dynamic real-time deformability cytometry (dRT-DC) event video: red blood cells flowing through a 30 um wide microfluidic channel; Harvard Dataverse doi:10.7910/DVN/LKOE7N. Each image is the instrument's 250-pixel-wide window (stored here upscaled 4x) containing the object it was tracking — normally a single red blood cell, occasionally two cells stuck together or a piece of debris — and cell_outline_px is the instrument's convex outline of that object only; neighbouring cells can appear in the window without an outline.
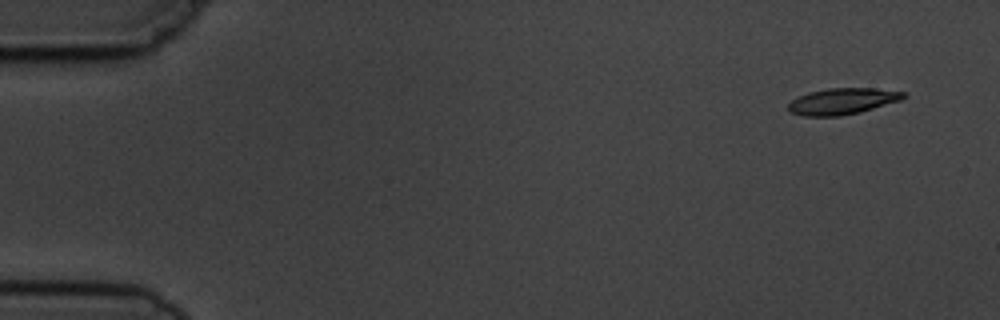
{"species": "common noctule bat (a hibernating species)", "species_latin": "Nyctalus noctula", "temperature_condition": "cold", "stored_images_in_passage": 4, "camera_frame_rate_fps": 3000, "um_per_image_px": 0.085, "animal": {"sex": "male", "body_mass_g": 19.5, "forearm_length_mm": 54.6}, "frame": {"image": 1, "passage_image": 1, "time_ms": 0.0, "image_size_px": [1000, 320], "cell_outline_px": [[908, 96], [900, 100], [860, 112], [840, 116], [804, 116], [788, 112], [788, 104], [792, 100], [808, 92], [828, 88], [876, 88], [908, 92]], "centroid_in_image_um": [71.62, 8.6], "position_along_channel_um": 13.4, "area_um2": 17.74}}
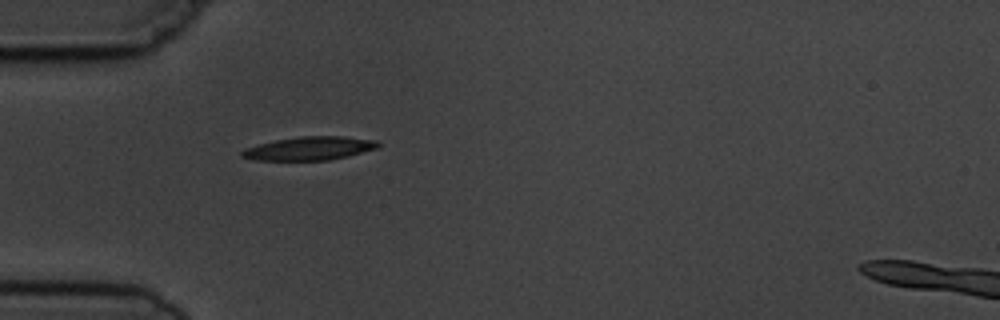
{"frame": {"image": 2, "passage_image": 4, "time_ms": 4.333, "image_size_px": [1000, 320], "cell_outline_px": [[380, 144], [376, 148], [348, 156], [328, 160], [252, 160], [240, 156], [240, 152], [244, 148], [276, 140], [300, 136], [344, 136], [380, 140]], "centroid_in_image_um": [26.31, 12.61], "position_along_channel_um": 58.7, "area_um2": 18.67}}